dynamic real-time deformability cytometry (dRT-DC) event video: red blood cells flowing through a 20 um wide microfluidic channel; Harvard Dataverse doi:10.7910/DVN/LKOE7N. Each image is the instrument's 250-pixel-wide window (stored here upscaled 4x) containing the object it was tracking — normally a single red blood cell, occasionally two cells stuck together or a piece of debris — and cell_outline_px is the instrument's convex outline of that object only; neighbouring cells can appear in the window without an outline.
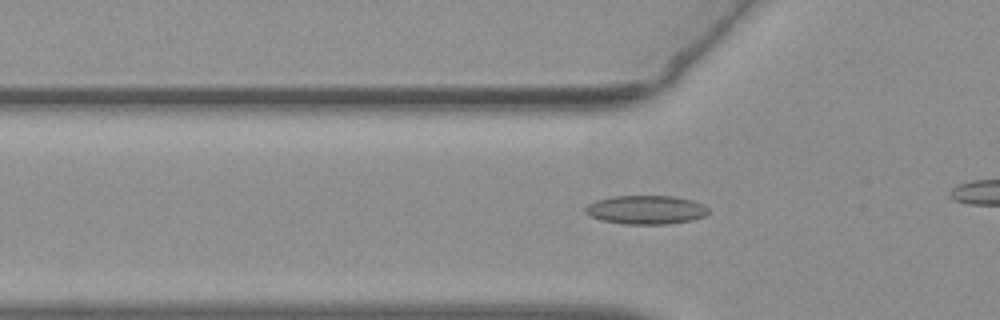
{"species": "common noctule bat (a hibernating species)", "species_latin": "Nyctalus noctula", "temperature_condition": "warm", "stored_images_in_passage": 32, "camera_frame_rate_fps": 3000, "um_per_image_px": 0.085, "animal": {"sex": "female", "body_mass_g": 19.3, "forearm_length_mm": 54.1}, "frame": {"image": 1, "passage_image": 7, "time_ms": 2.0, "image_size_px": [1000, 320], "cell_outline_px": [[708, 212], [704, 216], [692, 220], [668, 224], [624, 224], [600, 220], [588, 216], [584, 212], [584, 208], [588, 204], [596, 200], [612, 196], [672, 196], [692, 200], [704, 204], [708, 208]], "centroid_in_image_um": [54.87, 17.83], "position_along_channel_um": 70.9, "area_um2": 20.81}}
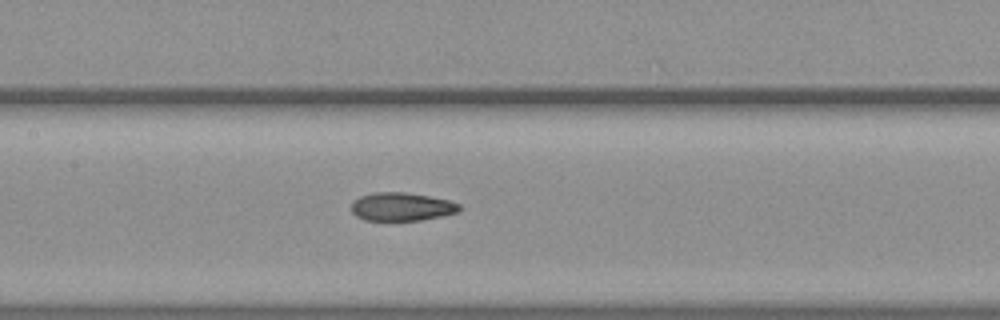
{"frame": {"image": 2, "passage_image": 15, "time_ms": 4.667, "image_size_px": [1000, 320], "cell_outline_px": [[460, 212], [420, 220], [364, 220], [356, 216], [352, 212], [352, 200], [360, 196], [372, 192], [404, 192], [428, 196], [448, 200], [460, 204]], "centroid_in_image_um": [34.11, 17.56], "position_along_channel_um": 173.3, "area_um2": 17.8}}
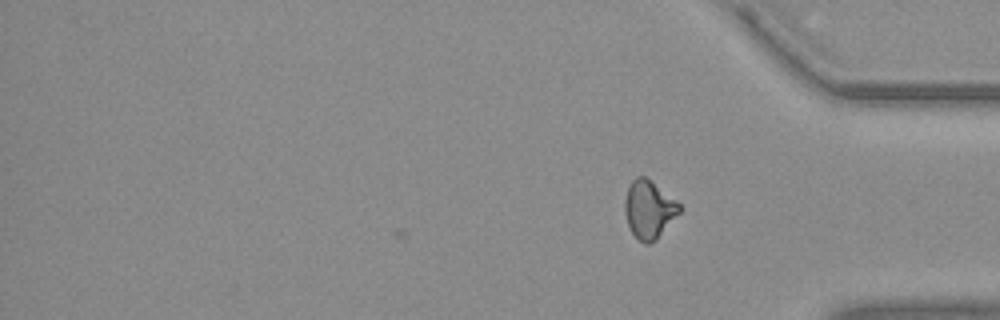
{"frame": {"image": 3, "passage_image": 32, "time_ms": 10.333, "image_size_px": [1000, 320], "cell_outline_px": [[680, 212], [656, 240], [648, 244], [644, 244], [632, 232], [628, 224], [624, 212], [624, 200], [628, 184], [636, 176], [644, 176], [676, 200], [680, 204]], "centroid_in_image_um": [55.14, 17.79], "position_along_channel_um": 380.1, "area_um2": 18.32}, "authors_computed_cell_mechanics": {"area_um2": 18.1781, "velocity_mm_per_s": 3.7955, "shape_relaxation_time_tau1_ms": 5.9221, "shape_relaxation_time_tau2_ms": 1.3132, "deformation_change_tau1": 0.1692, "deformation_change_tau2": 0.0768}}